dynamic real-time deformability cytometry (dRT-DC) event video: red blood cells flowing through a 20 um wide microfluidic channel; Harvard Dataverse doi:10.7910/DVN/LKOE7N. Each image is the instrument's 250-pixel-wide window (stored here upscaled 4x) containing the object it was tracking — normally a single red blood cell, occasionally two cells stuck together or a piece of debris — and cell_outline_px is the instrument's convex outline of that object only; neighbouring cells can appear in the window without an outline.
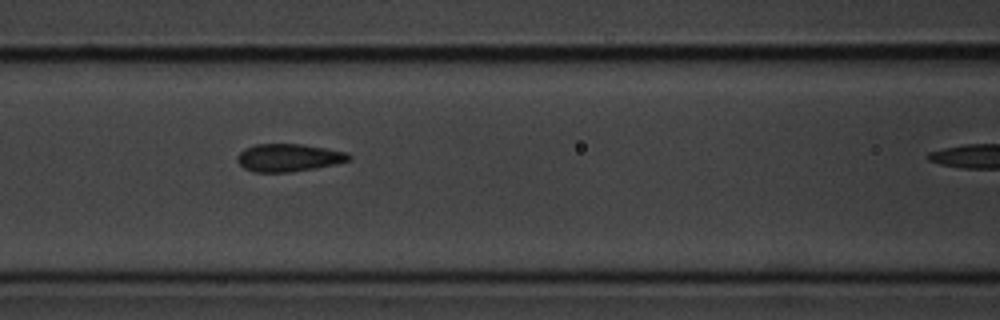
{"species": "common noctule bat (a hibernating species)", "species_latin": "Nyctalus noctula", "temperature_condition": "cold", "stored_images_in_passage": 7, "camera_frame_rate_fps": 3000, "um_per_image_px": 0.085, "animal": {"sex": "male", "body_mass_g": 20.1, "forearm_length_mm": 53.5}, "frame": {"image": 1, "passage_image": 6, "time_ms": 5.667, "image_size_px": [1000, 320], "cell_outline_px": [[352, 160], [336, 164], [316, 168], [292, 172], [252, 172], [244, 168], [236, 160], [236, 156], [244, 148], [256, 144], [300, 144], [348, 152], [352, 156]], "centroid_in_image_um": [24.54, 13.41], "position_along_channel_um": 142.1, "area_um2": 18.21}}